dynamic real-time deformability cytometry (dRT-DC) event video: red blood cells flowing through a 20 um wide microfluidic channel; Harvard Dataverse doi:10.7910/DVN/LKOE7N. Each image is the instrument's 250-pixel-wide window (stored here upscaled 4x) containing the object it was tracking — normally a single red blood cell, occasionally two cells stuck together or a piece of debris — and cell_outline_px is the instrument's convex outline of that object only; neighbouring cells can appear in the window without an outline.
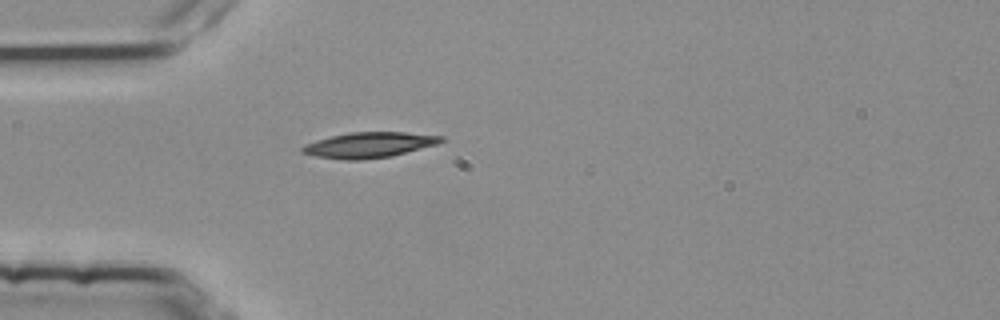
{"species": "common noctule bat (a hibernating species)", "species_latin": "Nyctalus noctula", "temperature_condition": "room temperature", "stored_images_in_passage": 1, "camera_frame_rate_fps": 3000, "um_per_image_px": 0.085, "animal": {"sex": "female", "body_mass_g": 25.1}, "frame": {"image": 1, "passage_image": 1, "time_ms": 0.0, "image_size_px": [1000, 320], "cell_outline_px": [[444, 140], [436, 144], [392, 156], [360, 160], [348, 160], [316, 156], [300, 152], [300, 148], [304, 144], [316, 140], [348, 132], [408, 132], [444, 136]], "centroid_in_image_um": [31.36, 12.31], "position_along_channel_um": 53.6, "area_um2": 20.58}}